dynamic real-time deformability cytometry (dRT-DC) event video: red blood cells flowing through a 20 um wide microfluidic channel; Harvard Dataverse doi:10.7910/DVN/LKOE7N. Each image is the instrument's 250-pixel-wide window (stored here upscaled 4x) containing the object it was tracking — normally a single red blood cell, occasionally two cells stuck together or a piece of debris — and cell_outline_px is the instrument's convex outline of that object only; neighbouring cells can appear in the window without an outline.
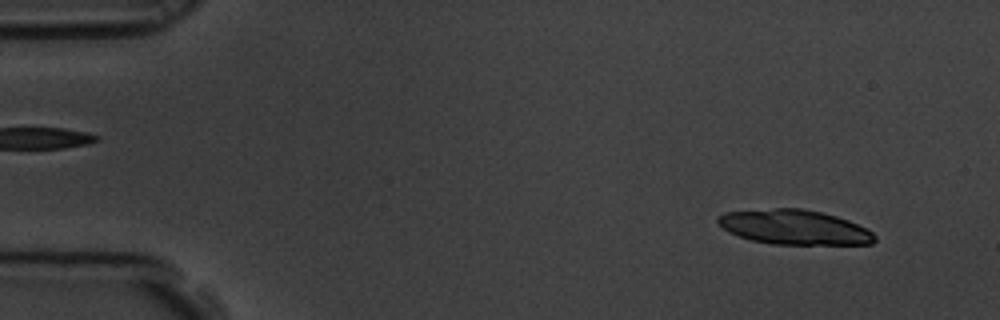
{"species": "common noctule bat (a hibernating species)", "species_latin": "Nyctalus noctula", "temperature_condition": "room temperature", "stored_images_in_passage": 24, "camera_frame_rate_fps": 3000, "um_per_image_px": 0.085, "animal": {"sex": "male", "body_mass_g": 19.5, "forearm_length_mm": 54.6}, "frame": {"image": 1, "passage_image": 4, "time_ms": 1.0, "image_size_px": [1000, 320], "cell_outline_px": [[876, 240], [872, 244], [772, 244], [752, 240], [728, 232], [716, 220], [724, 212], [776, 208], [804, 208], [836, 216], [848, 220], [872, 232], [876, 236]], "centroid_in_image_um": [67.52, 19.31], "position_along_channel_um": 17.5, "area_um2": 31.44}}